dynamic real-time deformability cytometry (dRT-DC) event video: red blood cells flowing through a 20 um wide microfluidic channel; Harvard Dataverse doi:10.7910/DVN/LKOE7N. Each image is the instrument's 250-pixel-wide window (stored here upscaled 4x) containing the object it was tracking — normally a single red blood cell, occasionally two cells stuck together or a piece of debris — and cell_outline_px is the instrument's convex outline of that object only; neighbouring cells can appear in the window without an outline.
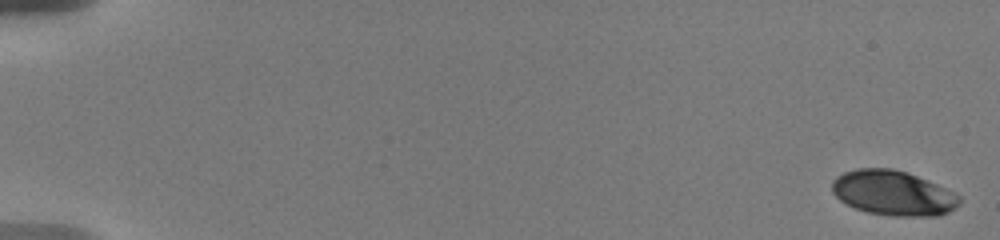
{"species": "human", "species_latin": "Homo sapiens", "temperature_condition": "warm", "stored_images_in_passage": 16, "camera_frame_rate_fps": 3000, "um_per_image_px": 0.085, "donor": {"sex": "male"}, "frame": {"image": 1, "passage_image": 1, "time_ms": 0.0, "image_size_px": [1000, 240], "cell_outline_px": [[960, 204], [948, 212], [940, 216], [892, 216], [868, 212], [856, 208], [840, 200], [832, 192], [832, 180], [836, 176], [844, 172], [856, 168], [892, 168], [908, 172], [956, 192], [960, 196]], "centroid_in_image_um": [75.93, 16.4], "position_along_channel_um": 9.1, "area_um2": 33.52}}
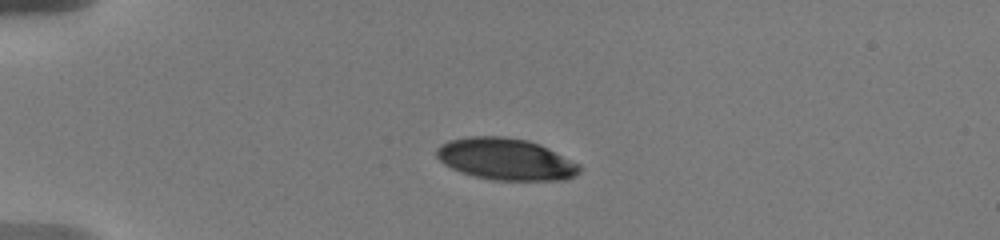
{"frame": {"image": 2, "passage_image": 10, "time_ms": 4.667, "image_size_px": [1000, 240], "cell_outline_px": [[584, 168], [576, 176], [564, 180], [492, 180], [460, 172], [444, 164], [436, 156], [436, 148], [440, 144], [448, 140], [468, 136], [504, 136], [528, 140], [540, 144], [580, 164]], "centroid_in_image_um": [43.01, 13.52], "position_along_channel_um": 42.0, "area_um2": 35.08}}
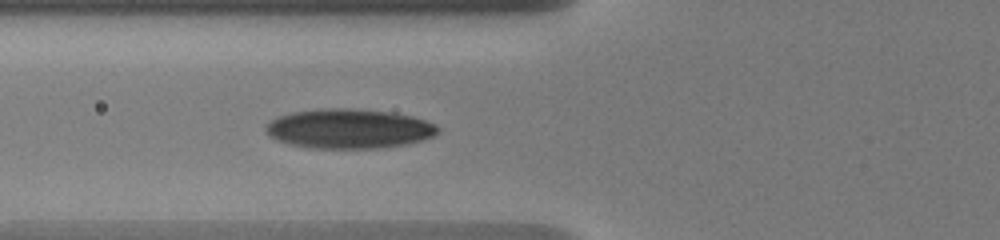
{"frame": {"image": 3, "passage_image": 16, "time_ms": 7.333, "image_size_px": [1000, 240], "cell_outline_px": [[440, 128], [432, 136], [420, 140], [404, 144], [380, 148], [308, 148], [288, 144], [276, 140], [268, 136], [264, 128], [264, 124], [280, 116], [292, 112], [320, 108], [344, 108], [388, 112], [412, 116], [436, 124]], "centroid_in_image_um": [29.59, 10.94], "position_along_channel_um": 96.2, "area_um2": 39.59}}